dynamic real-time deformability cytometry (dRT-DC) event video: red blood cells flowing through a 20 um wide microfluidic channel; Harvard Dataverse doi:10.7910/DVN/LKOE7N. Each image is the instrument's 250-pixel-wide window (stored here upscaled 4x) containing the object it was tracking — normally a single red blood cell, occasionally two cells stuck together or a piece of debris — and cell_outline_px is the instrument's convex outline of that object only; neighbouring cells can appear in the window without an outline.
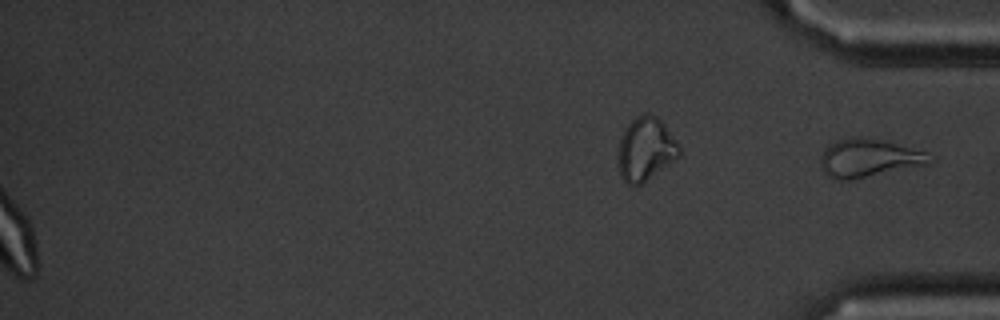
{"species": "common noctule bat (a hibernating species)", "species_latin": "Nyctalus noctula", "temperature_condition": "cold", "stored_images_in_passage": 48, "segment_of_instrument_passage": [2, 2], "camera_frame_rate_fps": 3000, "um_per_image_px": 0.085, "animal": {"sex": "male", "body_mass_g": 20.1, "forearm_length_mm": 53.5}, "frame": {"image": 1, "passage_image": 48, "time_ms": 15.667, "image_size_px": [1000, 320], "cell_outline_px": [[936, 160], [928, 164], [852, 180], [840, 180], [828, 176], [824, 172], [820, 164], [820, 156], [824, 148], [836, 140], [852, 136], [856, 136], [880, 140], [928, 152], [936, 156]], "centroid_in_image_um": [73.86, 13.44], "position_along_channel_um": 361.3, "area_um2": 24.51}}